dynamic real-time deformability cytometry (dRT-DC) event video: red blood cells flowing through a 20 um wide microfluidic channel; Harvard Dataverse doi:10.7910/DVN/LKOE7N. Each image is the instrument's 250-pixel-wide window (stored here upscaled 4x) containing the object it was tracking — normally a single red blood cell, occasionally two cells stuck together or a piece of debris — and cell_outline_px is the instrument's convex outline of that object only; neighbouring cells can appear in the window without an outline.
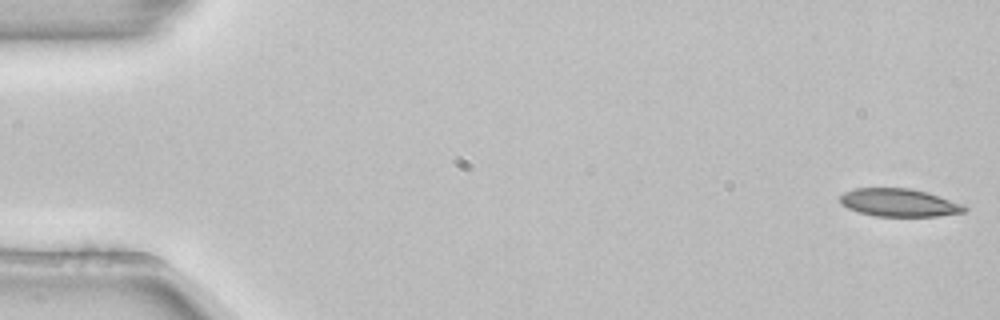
{"species": "common noctule bat (a hibernating species)", "species_latin": "Nyctalus noctula", "temperature_condition": "room temperature", "stored_images_in_passage": 53, "camera_frame_rate_fps": 3000, "um_per_image_px": 0.085, "animal": {"sex": "female", "body_mass_g": 22.7, "forearm_length_mm": 54.2}, "frame": {"image": 1, "passage_image": 1, "time_ms": 0.0, "image_size_px": [1000, 320], "cell_outline_px": [[968, 208], [964, 212], [936, 216], [876, 216], [860, 212], [848, 208], [840, 204], [840, 196], [844, 192], [856, 188], [908, 188], [924, 192], [964, 204]], "centroid_in_image_um": [76.4, 17.23], "position_along_channel_um": 8.6, "area_um2": 20.0}}
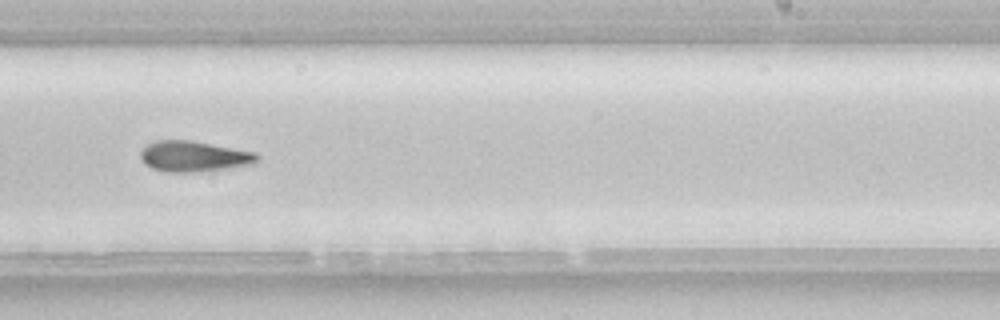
{"frame": {"image": 2, "passage_image": 33, "time_ms": 10.667, "image_size_px": [1000, 320], "cell_outline_px": [[260, 160], [256, 164], [192, 172], [164, 172], [152, 168], [144, 164], [140, 156], [140, 152], [148, 144], [156, 140], [192, 140], [256, 152], [260, 156]], "centroid_in_image_um": [16.5, 13.28], "position_along_channel_um": 272.5, "area_um2": 20.98}}
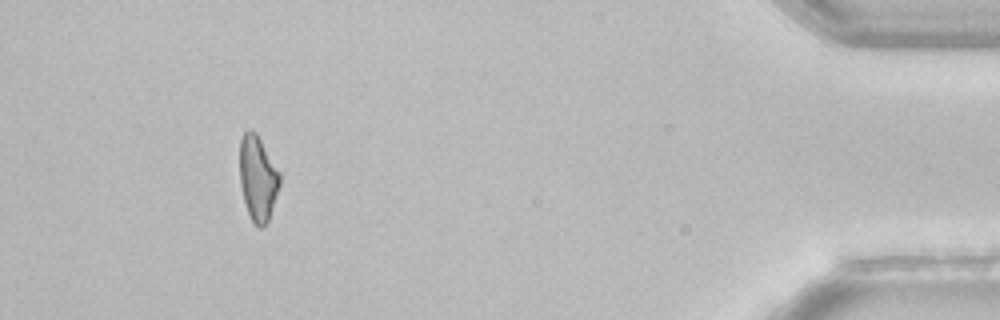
{"frame": {"image": 3, "passage_image": 49, "time_ms": 16.0, "image_size_px": [1000, 320], "cell_outline_px": [[280, 184], [268, 220], [260, 228], [256, 228], [252, 224], [244, 200], [240, 184], [240, 140], [244, 132], [248, 128], [252, 128], [256, 132], [280, 172]], "centroid_in_image_um": [21.9, 15.13], "position_along_channel_um": 413.3, "area_um2": 19.88}}